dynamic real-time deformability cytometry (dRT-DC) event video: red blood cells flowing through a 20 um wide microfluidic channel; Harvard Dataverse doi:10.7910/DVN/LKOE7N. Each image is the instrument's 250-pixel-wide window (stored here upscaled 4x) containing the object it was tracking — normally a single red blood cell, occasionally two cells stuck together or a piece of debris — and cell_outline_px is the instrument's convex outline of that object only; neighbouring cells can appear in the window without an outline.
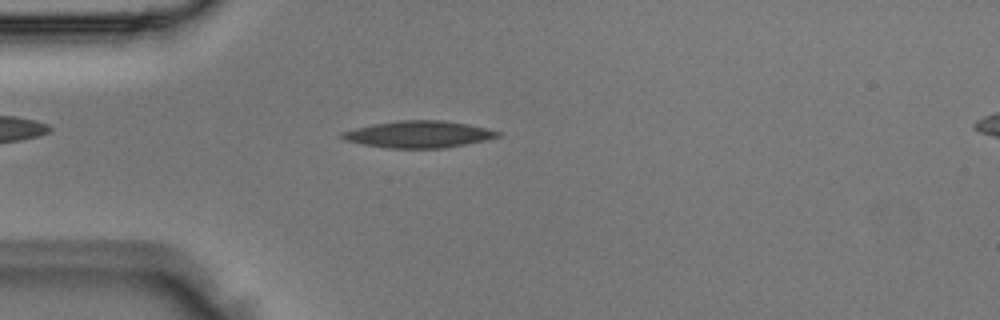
{"species": "Egyptian fruit bat (a non-hibernating species)", "species_latin": "Rousettus aegyptiacus", "temperature_condition": "room temperature", "stored_images_in_passage": 1, "camera_frame_rate_fps": 3000, "um_per_image_px": 0.085, "animal": {"sex": "male"}, "frame": {"image": 1, "passage_image": 1, "time_ms": 0.0, "image_size_px": [1000, 320], "cell_outline_px": [[500, 136], [488, 140], [444, 148], [388, 148], [364, 144], [344, 140], [340, 136], [340, 132], [372, 124], [400, 120], [440, 120], [468, 124], [488, 128], [500, 132]], "centroid_in_image_um": [35.6, 11.41], "position_along_channel_um": 49.4, "area_um2": 24.33}}